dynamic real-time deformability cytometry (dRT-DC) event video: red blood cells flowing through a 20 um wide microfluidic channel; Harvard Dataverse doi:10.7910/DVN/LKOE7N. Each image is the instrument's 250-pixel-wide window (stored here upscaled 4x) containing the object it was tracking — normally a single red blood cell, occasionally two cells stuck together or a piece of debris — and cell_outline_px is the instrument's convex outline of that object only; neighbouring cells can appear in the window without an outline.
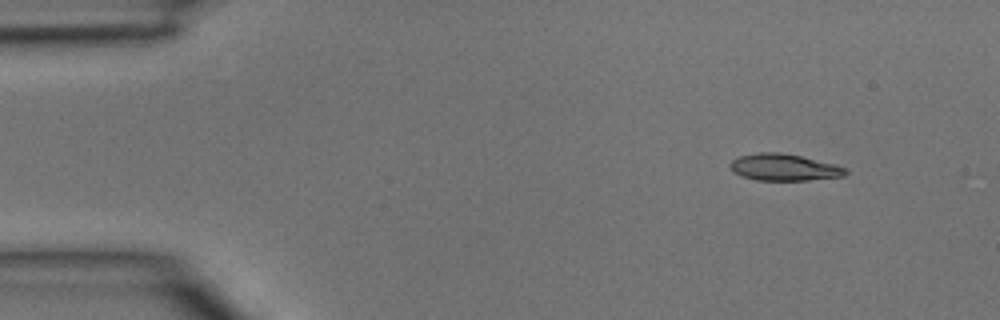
{"species": "common noctule bat (a hibernating species)", "species_latin": "Nyctalus noctula", "temperature_condition": "room temperature", "stored_images_in_passage": 3, "camera_frame_rate_fps": 3000, "um_per_image_px": 0.085, "animal": {"sex": "male", "body_mass_g": 15.6}, "frame": {"image": 1, "passage_image": 1, "time_ms": 0.0, "image_size_px": [1000, 320], "cell_outline_px": [[848, 172], [844, 176], [808, 180], [756, 180], [740, 176], [732, 172], [728, 164], [732, 160], [740, 156], [760, 152], [780, 152], [800, 156], [836, 164], [844, 168]], "centroid_in_image_um": [66.6, 14.22], "position_along_channel_um": 18.4, "area_um2": 18.03}}
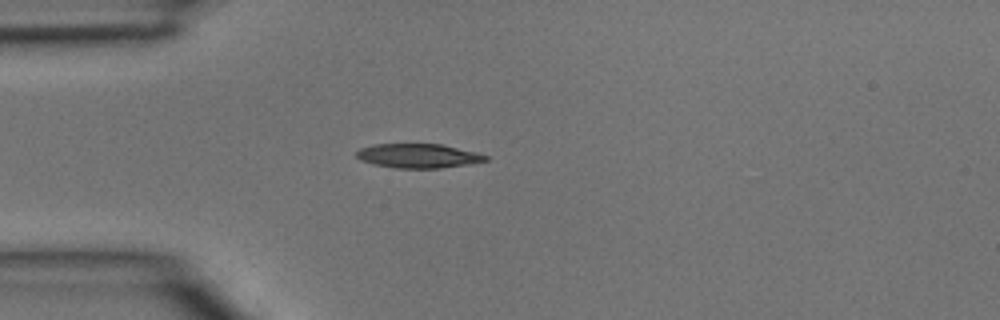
{"frame": {"image": 2, "passage_image": 3, "time_ms": 0.667, "image_size_px": [1000, 320], "cell_outline_px": [[488, 160], [468, 164], [440, 168], [396, 168], [372, 164], [360, 160], [356, 156], [356, 152], [360, 148], [372, 144], [440, 144], [476, 152], [488, 156]], "centroid_in_image_um": [35.51, 13.24], "position_along_channel_um": 49.5, "area_um2": 18.21}}